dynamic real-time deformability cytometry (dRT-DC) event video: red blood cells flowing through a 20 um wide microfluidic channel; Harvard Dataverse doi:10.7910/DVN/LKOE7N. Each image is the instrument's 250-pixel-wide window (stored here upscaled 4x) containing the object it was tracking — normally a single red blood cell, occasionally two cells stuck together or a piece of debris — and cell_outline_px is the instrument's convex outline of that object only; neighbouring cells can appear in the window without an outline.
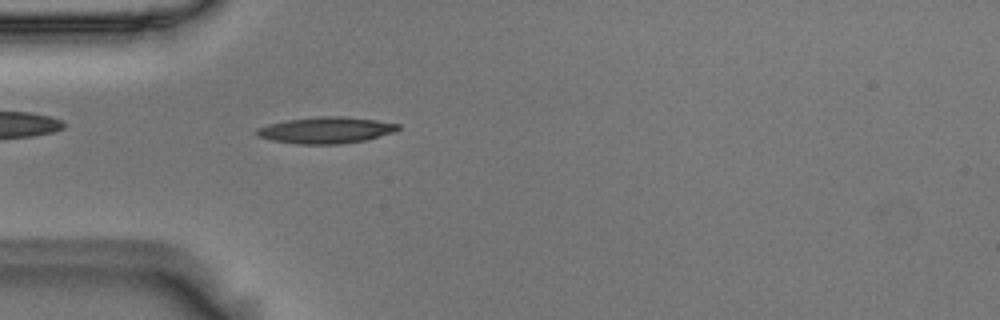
{"species": "Egyptian fruit bat (a non-hibernating species)", "species_latin": "Rousettus aegyptiacus", "temperature_condition": "room temperature", "stored_images_in_passage": 54, "camera_frame_rate_fps": 3000, "um_per_image_px": 0.085, "animal": {"sex": "male"}, "frame": {"image": 1, "passage_image": 15, "time_ms": 4.667, "image_size_px": [1000, 320], "cell_outline_px": [[400, 128], [396, 132], [368, 140], [340, 144], [296, 144], [272, 140], [256, 136], [256, 128], [268, 124], [288, 120], [316, 116], [344, 116], [376, 120], [400, 124]], "centroid_in_image_um": [27.74, 11.07], "position_along_channel_um": 57.3, "area_um2": 22.02}}
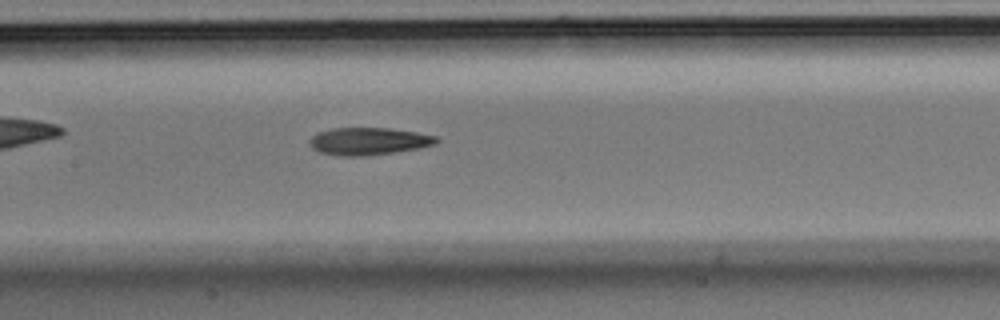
{"frame": {"image": 2, "passage_image": 25, "time_ms": 8.0, "image_size_px": [1000, 320], "cell_outline_px": [[440, 140], [436, 144], [420, 148], [396, 152], [364, 156], [340, 156], [320, 152], [312, 148], [308, 144], [308, 140], [316, 132], [332, 128], [388, 128], [416, 132], [436, 136]], "centroid_in_image_um": [31.31, 12.0], "position_along_channel_um": 176.1, "area_um2": 20.46}}
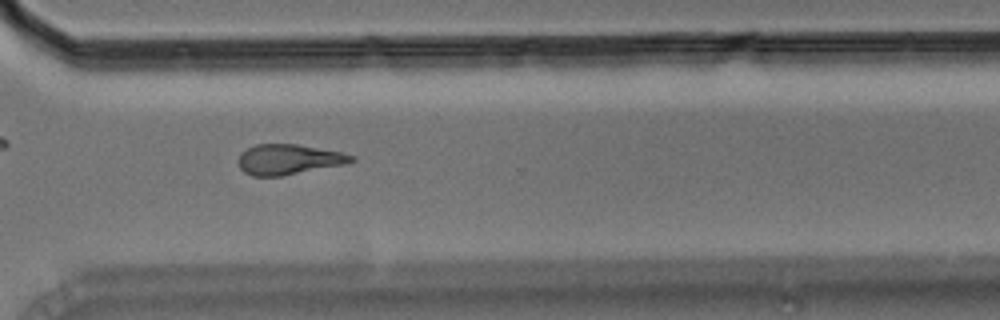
{"frame": {"image": 3, "passage_image": 39, "time_ms": 12.667, "image_size_px": [1000, 320], "cell_outline_px": [[356, 160], [348, 164], [284, 176], [252, 176], [244, 172], [240, 168], [240, 152], [256, 144], [296, 144], [340, 152], [356, 156]], "centroid_in_image_um": [24.58, 13.56], "position_along_channel_um": 346.0, "area_um2": 20.06}, "authors_computed_cell_mechanics": {"area_um2": 20.1433, "velocity_mm_per_s": 3.6545, "shape_relaxation_time_tau1_ms": 7.0814, "shape_relaxation_time_tau2_ms": 8.366, "deformation_change_tau1": 0.1994, "deformation_change_tau2": 0.2001}}